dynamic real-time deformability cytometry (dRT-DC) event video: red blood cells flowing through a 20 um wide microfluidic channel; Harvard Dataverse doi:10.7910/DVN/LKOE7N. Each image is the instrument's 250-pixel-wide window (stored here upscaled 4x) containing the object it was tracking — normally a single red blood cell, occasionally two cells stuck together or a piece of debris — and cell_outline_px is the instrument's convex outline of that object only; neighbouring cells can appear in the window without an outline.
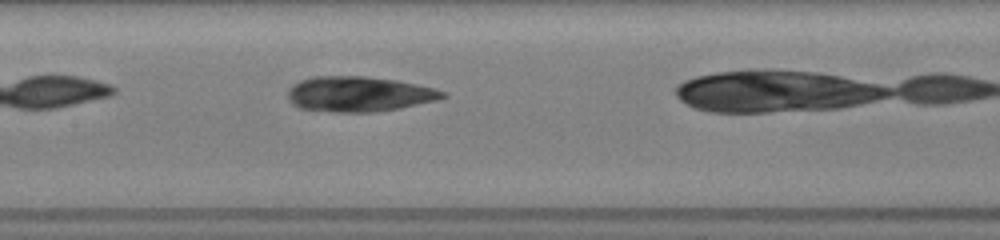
{"species": "common noctule bat (a hibernating species)", "species_latin": "Nyctalus noctula", "temperature_condition": "room temperature", "stored_images_in_passage": 6, "camera_frame_rate_fps": 3000, "um_per_image_px": 0.085, "animal": {"sex": "female", "body_mass_g": 19.5, "forearm_length_mm": 54.1}, "frame": {"image": 1, "passage_image": 5, "time_ms": 3.333, "image_size_px": [1000, 240], "cell_outline_px": [[448, 96], [436, 100], [400, 108], [376, 112], [332, 112], [300, 108], [292, 104], [288, 100], [288, 88], [292, 84], [300, 80], [316, 76], [364, 76], [396, 80], [436, 88], [444, 92]], "centroid_in_image_um": [30.49, 7.99], "position_along_channel_um": 176.9, "area_um2": 31.91}}